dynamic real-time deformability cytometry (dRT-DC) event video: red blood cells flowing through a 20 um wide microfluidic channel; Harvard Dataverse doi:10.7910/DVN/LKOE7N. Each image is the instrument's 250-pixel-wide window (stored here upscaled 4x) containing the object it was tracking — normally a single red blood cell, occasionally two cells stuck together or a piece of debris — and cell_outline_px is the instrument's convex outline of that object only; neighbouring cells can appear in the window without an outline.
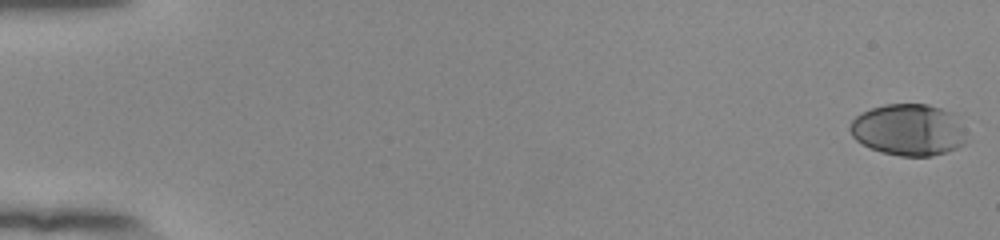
{"species": "human", "species_latin": "Homo sapiens", "temperature_condition": "room temperature", "stored_images_in_passage": 55, "camera_frame_rate_fps": 3000, "um_per_image_px": 0.085, "donor": {"sex": "female"}, "frame": {"image": 1, "passage_image": 1, "time_ms": 0.0, "image_size_px": [1000, 240], "cell_outline_px": [[964, 144], [956, 148], [932, 156], [900, 156], [880, 152], [856, 140], [852, 136], [848, 128], [848, 124], [860, 112], [884, 104], [928, 104], [952, 112], [964, 140]], "centroid_in_image_um": [77.12, 11.03], "position_along_channel_um": 7.9, "area_um2": 34.56}}
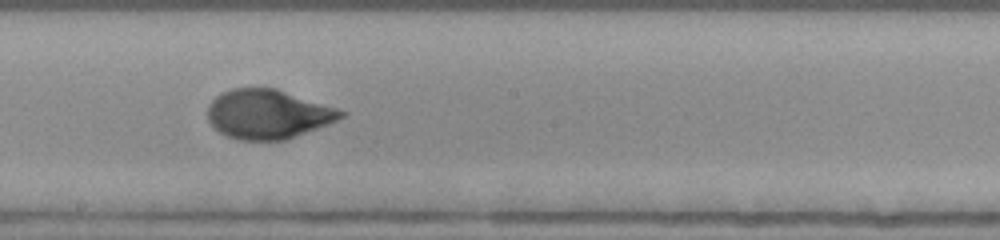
{"frame": {"image": 2, "passage_image": 32, "time_ms": 10.333, "image_size_px": [1000, 240], "cell_outline_px": [[348, 112], [344, 116], [328, 124], [284, 140], [236, 140], [220, 132], [208, 120], [208, 104], [216, 96], [232, 88], [276, 88]], "centroid_in_image_um": [22.76, 9.7], "position_along_channel_um": 225.4, "area_um2": 37.92}}
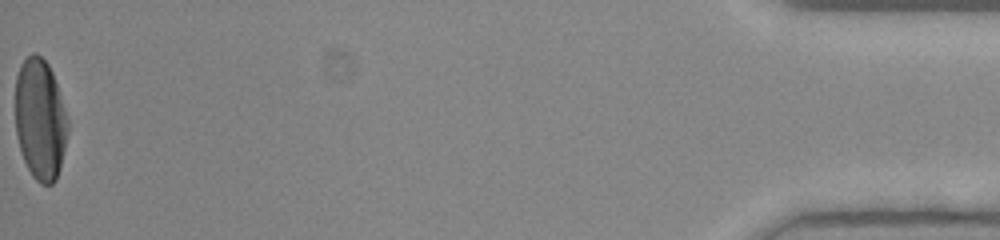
{"frame": {"image": 3, "passage_image": 55, "time_ms": 18.0, "image_size_px": [1000, 240], "cell_outline_px": [[68, 132], [60, 168], [56, 180], [52, 184], [40, 184], [32, 176], [24, 160], [16, 136], [16, 76], [20, 64], [32, 52], [36, 52], [48, 64], [52, 72], [68, 120]], "centroid_in_image_um": [3.41, 10.15], "position_along_channel_um": 431.8, "area_um2": 36.93}, "authors_computed_cell_mechanics": {"area_um2": 37.1076, "velocity_mm_per_s": 3.8807, "shape_relaxation_time_tau1_ms": 3.3468, "shape_relaxation_time_tau2_ms": 0.7252, "deformation_change_tau1": 0.1928, "deformation_change_tau2": 0.0488}}